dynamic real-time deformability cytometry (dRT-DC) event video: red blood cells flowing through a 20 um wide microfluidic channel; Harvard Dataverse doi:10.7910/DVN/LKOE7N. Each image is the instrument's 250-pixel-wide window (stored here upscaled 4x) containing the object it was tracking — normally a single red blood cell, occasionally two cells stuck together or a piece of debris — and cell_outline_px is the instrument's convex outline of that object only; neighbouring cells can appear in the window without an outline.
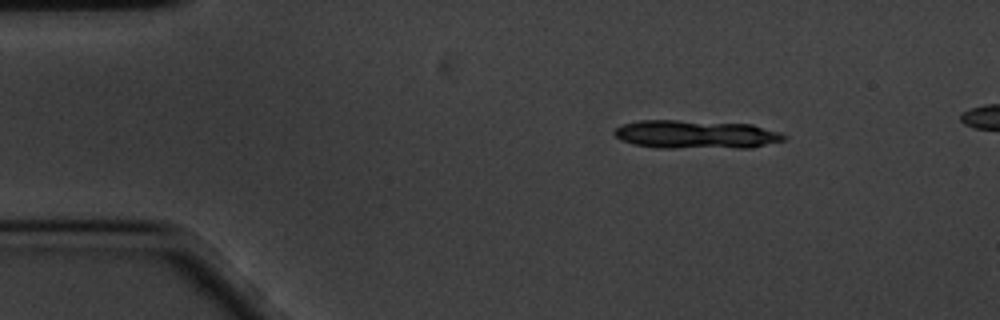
{"species": "common noctule bat (a hibernating species)", "species_latin": "Nyctalus noctula", "temperature_condition": "cold", "stored_images_in_passage": 10, "camera_frame_rate_fps": 3000, "um_per_image_px": 0.085, "animal": {"sex": "male", "body_mass_g": 20.1, "forearm_length_mm": 53.5}, "frame": {"image": 1, "passage_image": 4, "time_ms": 1.0, "image_size_px": [1000, 320], "cell_outline_px": [[788, 136], [784, 140], [752, 148], [656, 148], [632, 144], [620, 140], [612, 132], [616, 128], [624, 124], [640, 120], [676, 120], [752, 124], [780, 132]], "centroid_in_image_um": [59.16, 11.44], "position_along_channel_um": 25.8, "area_um2": 28.44}}